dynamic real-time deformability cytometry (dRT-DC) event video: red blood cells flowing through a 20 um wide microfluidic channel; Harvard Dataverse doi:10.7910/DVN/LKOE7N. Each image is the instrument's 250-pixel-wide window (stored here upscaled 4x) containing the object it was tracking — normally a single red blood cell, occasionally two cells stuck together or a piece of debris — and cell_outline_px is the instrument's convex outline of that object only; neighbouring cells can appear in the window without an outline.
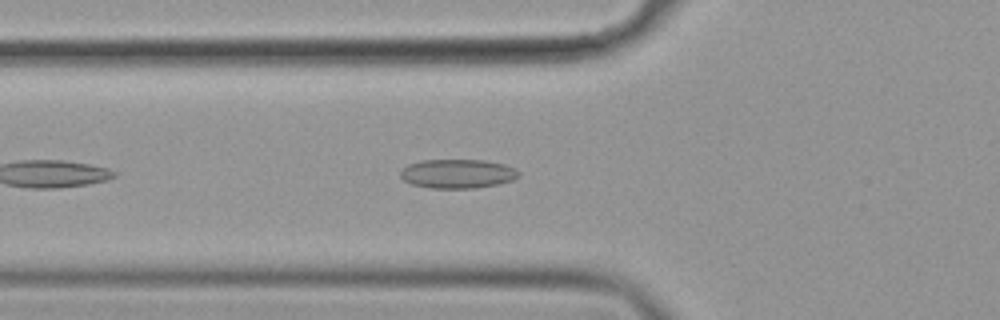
{"species": "common noctule bat (a hibernating species)", "species_latin": "Nyctalus noctula", "temperature_condition": "cold", "stored_images_in_passage": 40, "camera_frame_rate_fps": 3000, "um_per_image_px": 0.085, "animal": {"sex": "female", "body_mass_g": 19.9}, "frame": {"image": 1, "passage_image": 4, "time_ms": 1.0, "image_size_px": [1000, 320], "cell_outline_px": [[520, 176], [512, 180], [496, 184], [472, 188], [428, 188], [412, 184], [404, 180], [400, 176], [400, 172], [408, 164], [420, 160], [484, 160], [504, 164], [516, 168], [520, 172]], "centroid_in_image_um": [38.9, 14.76], "position_along_channel_um": 86.9, "area_um2": 20.06}}
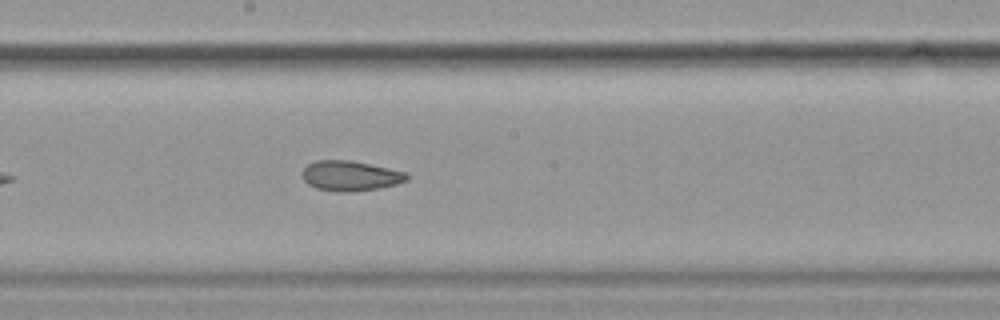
{"frame": {"image": 2, "passage_image": 15, "time_ms": 4.667, "image_size_px": [1000, 320], "cell_outline_px": [[408, 180], [396, 184], [380, 188], [348, 192], [340, 192], [316, 188], [308, 184], [304, 180], [304, 168], [308, 164], [316, 160], [348, 160], [388, 168], [404, 172], [408, 176]], "centroid_in_image_um": [29.77, 14.95], "position_along_channel_um": 218.4, "area_um2": 18.03}}
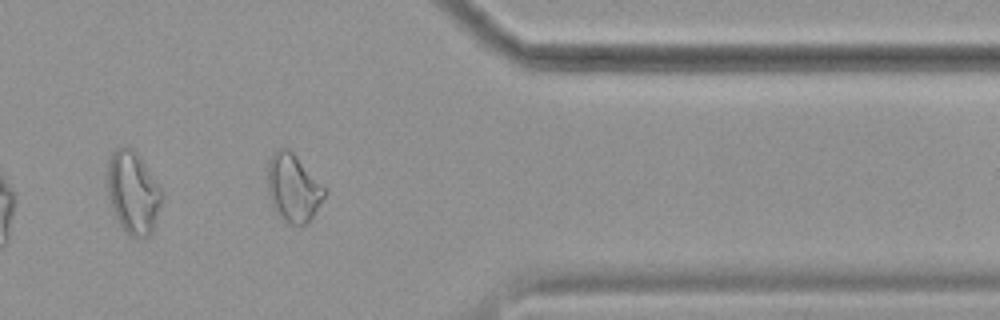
{"frame": {"image": 3, "passage_image": 30, "time_ms": 9.667, "image_size_px": [1000, 320], "cell_outline_px": [[328, 192], [308, 224], [288, 224], [276, 212], [272, 204], [268, 192], [268, 160], [280, 148], [288, 148], [296, 156]], "centroid_in_image_um": [24.93, 16.0], "position_along_channel_um": 386.5, "area_um2": 22.14}, "authors_computed_cell_mechanics": {"area_um2": 19.2763, "velocity_mm_per_s": 3.5768, "shape_relaxation_time_tau1_ms": null, "shape_relaxation_time_tau2_ms": 3.2857, "deformation_change_tau1": null, "deformation_change_tau2": 0.1001}}